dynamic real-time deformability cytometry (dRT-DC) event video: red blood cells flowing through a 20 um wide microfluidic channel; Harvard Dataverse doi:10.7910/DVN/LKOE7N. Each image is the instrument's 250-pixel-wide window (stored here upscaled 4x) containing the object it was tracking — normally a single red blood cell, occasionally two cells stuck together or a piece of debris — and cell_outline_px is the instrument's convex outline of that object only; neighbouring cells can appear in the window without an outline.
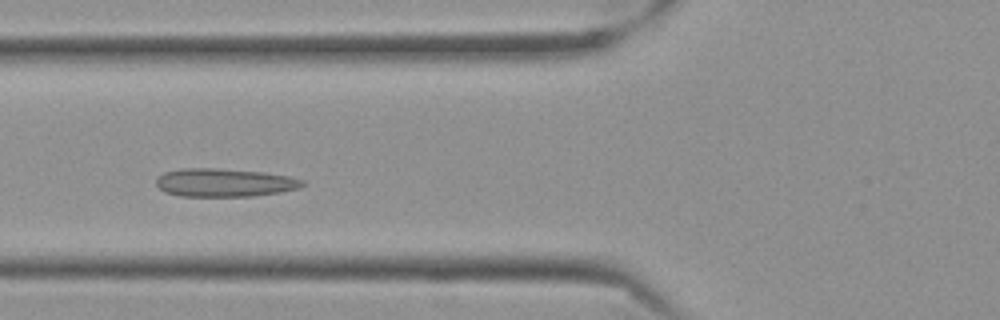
{"species": "Egyptian fruit bat (a non-hibernating species)", "species_latin": "Rousettus aegyptiacus", "temperature_condition": "cold", "stored_images_in_passage": 52, "camera_frame_rate_fps": 3000, "um_per_image_px": 0.085, "frame": {"image": 1, "passage_image": 17, "time_ms": 5.333, "image_size_px": [1000, 320], "cell_outline_px": [[304, 184], [296, 188], [280, 192], [252, 196], [180, 196], [164, 192], [156, 184], [156, 180], [164, 172], [180, 168], [216, 168], [264, 172], [288, 176], [304, 180]], "centroid_in_image_um": [19.04, 15.51], "position_along_channel_um": 106.8, "area_um2": 23.99}}
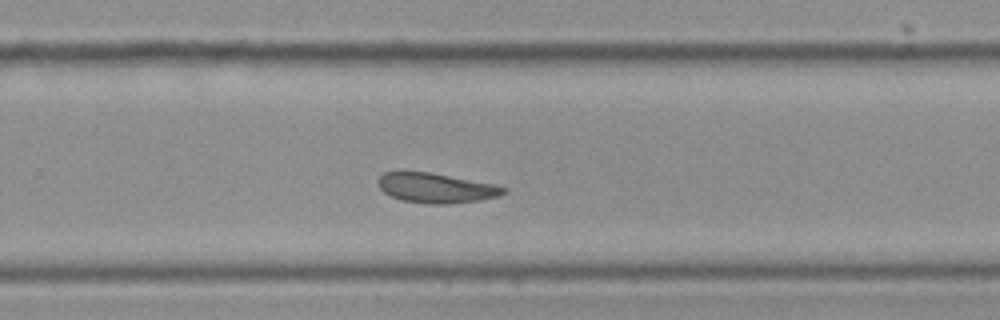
{"frame": {"image": 2, "passage_image": 33, "time_ms": 10.667, "image_size_px": [1000, 320], "cell_outline_px": [[508, 188], [504, 192], [496, 196], [480, 200], [444, 204], [432, 204], [400, 200], [384, 192], [380, 188], [380, 176], [384, 172], [400, 168], [404, 168], [428, 172], [496, 184]], "centroid_in_image_um": [37.0, 15.93], "position_along_channel_um": 292.8, "area_um2": 22.08}}
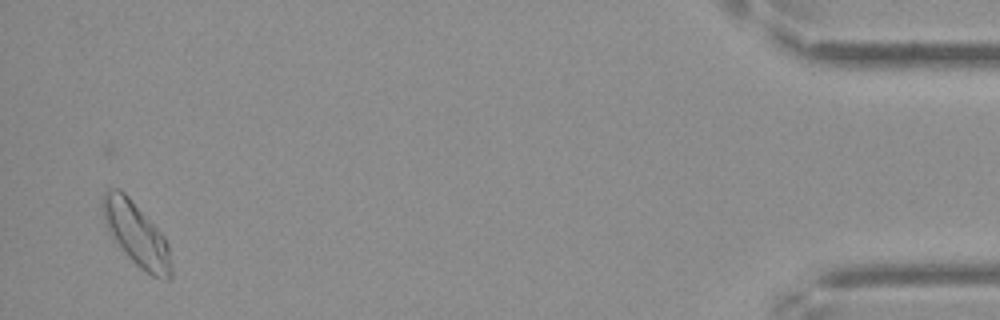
{"frame": {"image": 3, "passage_image": 51, "time_ms": 16.667, "image_size_px": [1000, 320], "cell_outline_px": [[172, 276], [168, 280], [164, 280], [152, 276], [140, 268], [112, 240], [104, 220], [104, 192], [108, 188], [116, 188], [124, 192], [128, 196], [164, 236], [168, 244], [172, 268]], "centroid_in_image_um": [11.61, 19.95], "position_along_channel_um": 423.6, "area_um2": 25.03}, "authors_computed_cell_mechanics": {"area_um2": 22.8888, "velocity_mm_per_s": 3.4834, "shape_relaxation_time_tau1_ms": null, "shape_relaxation_time_tau2_ms": 1.9798, "deformation_change_tau1": null, "deformation_change_tau2": 0.0629}}